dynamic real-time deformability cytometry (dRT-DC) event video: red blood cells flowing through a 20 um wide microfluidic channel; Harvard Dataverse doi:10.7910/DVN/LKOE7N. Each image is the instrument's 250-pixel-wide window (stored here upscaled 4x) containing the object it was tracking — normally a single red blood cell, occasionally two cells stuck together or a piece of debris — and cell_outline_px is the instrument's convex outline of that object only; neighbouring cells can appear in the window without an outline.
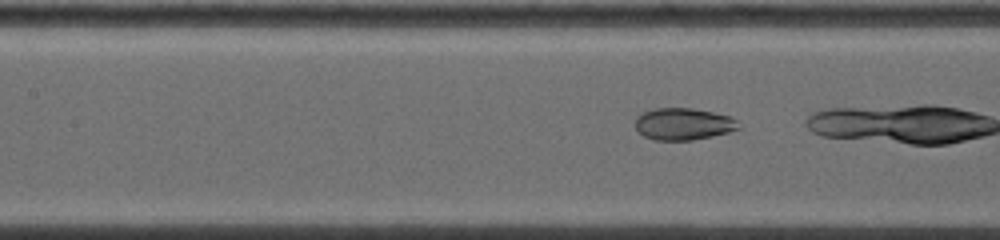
{"species": "common noctule bat (a hibernating species)", "species_latin": "Nyctalus noctula", "temperature_condition": "warm", "stored_images_in_passage": 26, "camera_frame_rate_fps": 5000, "um_per_image_px": 0.085, "animal": {"sex": "female", "body_mass_g": 19.0, "forearm_length_mm": 53.3}, "frame": {"image": 1, "passage_image": 8, "time_ms": 2.2, "image_size_px": [1000, 240], "cell_outline_px": [[740, 128], [728, 132], [712, 136], [692, 140], [656, 140], [644, 136], [636, 128], [636, 116], [644, 112], [656, 108], [692, 108], [712, 112], [728, 116], [736, 120]], "centroid_in_image_um": [58.07, 10.54], "position_along_channel_um": 149.3, "area_um2": 19.02}}